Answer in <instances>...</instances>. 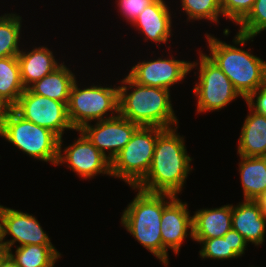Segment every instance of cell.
I'll list each match as a JSON object with an SVG mask.
<instances>
[{"label":"cell","mask_w":266,"mask_h":267,"mask_svg":"<svg viewBox=\"0 0 266 267\" xmlns=\"http://www.w3.org/2000/svg\"><path fill=\"white\" fill-rule=\"evenodd\" d=\"M232 229L238 231L247 243L262 245L266 233V217L255 200H244L232 205Z\"/></svg>","instance_id":"cell-15"},{"label":"cell","mask_w":266,"mask_h":267,"mask_svg":"<svg viewBox=\"0 0 266 267\" xmlns=\"http://www.w3.org/2000/svg\"><path fill=\"white\" fill-rule=\"evenodd\" d=\"M16 248L15 254L12 249L7 252L18 267H55L54 264L61 256L54 245H25Z\"/></svg>","instance_id":"cell-24"},{"label":"cell","mask_w":266,"mask_h":267,"mask_svg":"<svg viewBox=\"0 0 266 267\" xmlns=\"http://www.w3.org/2000/svg\"><path fill=\"white\" fill-rule=\"evenodd\" d=\"M24 90L17 56L0 58V99L12 108Z\"/></svg>","instance_id":"cell-23"},{"label":"cell","mask_w":266,"mask_h":267,"mask_svg":"<svg viewBox=\"0 0 266 267\" xmlns=\"http://www.w3.org/2000/svg\"><path fill=\"white\" fill-rule=\"evenodd\" d=\"M3 219H2V205H0V247H3Z\"/></svg>","instance_id":"cell-34"},{"label":"cell","mask_w":266,"mask_h":267,"mask_svg":"<svg viewBox=\"0 0 266 267\" xmlns=\"http://www.w3.org/2000/svg\"><path fill=\"white\" fill-rule=\"evenodd\" d=\"M120 82L121 86H118L120 116L141 127L167 129L172 128V125L178 126V119L171 104L170 90L140 85L128 75ZM129 88H133L131 92Z\"/></svg>","instance_id":"cell-2"},{"label":"cell","mask_w":266,"mask_h":267,"mask_svg":"<svg viewBox=\"0 0 266 267\" xmlns=\"http://www.w3.org/2000/svg\"><path fill=\"white\" fill-rule=\"evenodd\" d=\"M155 0H118L117 7L122 16L127 22L133 23L138 15L145 9L146 6L152 4Z\"/></svg>","instance_id":"cell-29"},{"label":"cell","mask_w":266,"mask_h":267,"mask_svg":"<svg viewBox=\"0 0 266 267\" xmlns=\"http://www.w3.org/2000/svg\"><path fill=\"white\" fill-rule=\"evenodd\" d=\"M171 58V59H170ZM170 58H158L138 62L132 66L128 76L136 83L144 86L169 88L174 84L183 81L186 75L191 72V62Z\"/></svg>","instance_id":"cell-12"},{"label":"cell","mask_w":266,"mask_h":267,"mask_svg":"<svg viewBox=\"0 0 266 267\" xmlns=\"http://www.w3.org/2000/svg\"><path fill=\"white\" fill-rule=\"evenodd\" d=\"M80 137L62 150L63 140H59L58 165L68 164V168L84 179H90L97 174L111 176V162L79 131ZM63 151L64 155L61 154Z\"/></svg>","instance_id":"cell-11"},{"label":"cell","mask_w":266,"mask_h":267,"mask_svg":"<svg viewBox=\"0 0 266 267\" xmlns=\"http://www.w3.org/2000/svg\"><path fill=\"white\" fill-rule=\"evenodd\" d=\"M75 81V74L63 62L55 71L34 82L28 89L37 95L68 103Z\"/></svg>","instance_id":"cell-20"},{"label":"cell","mask_w":266,"mask_h":267,"mask_svg":"<svg viewBox=\"0 0 266 267\" xmlns=\"http://www.w3.org/2000/svg\"><path fill=\"white\" fill-rule=\"evenodd\" d=\"M164 0H155L152 4L138 15L132 23L138 30L145 34L144 40H151L156 43H166L172 36V19Z\"/></svg>","instance_id":"cell-16"},{"label":"cell","mask_w":266,"mask_h":267,"mask_svg":"<svg viewBox=\"0 0 266 267\" xmlns=\"http://www.w3.org/2000/svg\"><path fill=\"white\" fill-rule=\"evenodd\" d=\"M0 267H18L16 262L7 253L0 261Z\"/></svg>","instance_id":"cell-32"},{"label":"cell","mask_w":266,"mask_h":267,"mask_svg":"<svg viewBox=\"0 0 266 267\" xmlns=\"http://www.w3.org/2000/svg\"><path fill=\"white\" fill-rule=\"evenodd\" d=\"M1 137L34 159L57 166L60 138L49 129L23 119L12 108L6 114Z\"/></svg>","instance_id":"cell-5"},{"label":"cell","mask_w":266,"mask_h":267,"mask_svg":"<svg viewBox=\"0 0 266 267\" xmlns=\"http://www.w3.org/2000/svg\"><path fill=\"white\" fill-rule=\"evenodd\" d=\"M10 107L0 99V137L2 135L5 123V117Z\"/></svg>","instance_id":"cell-31"},{"label":"cell","mask_w":266,"mask_h":267,"mask_svg":"<svg viewBox=\"0 0 266 267\" xmlns=\"http://www.w3.org/2000/svg\"><path fill=\"white\" fill-rule=\"evenodd\" d=\"M245 101L252 110L266 115V85L254 91Z\"/></svg>","instance_id":"cell-30"},{"label":"cell","mask_w":266,"mask_h":267,"mask_svg":"<svg viewBox=\"0 0 266 267\" xmlns=\"http://www.w3.org/2000/svg\"><path fill=\"white\" fill-rule=\"evenodd\" d=\"M21 20L20 15L14 13L0 16V58L18 56L20 53Z\"/></svg>","instance_id":"cell-26"},{"label":"cell","mask_w":266,"mask_h":267,"mask_svg":"<svg viewBox=\"0 0 266 267\" xmlns=\"http://www.w3.org/2000/svg\"><path fill=\"white\" fill-rule=\"evenodd\" d=\"M183 12L185 11L188 20H209L218 23L220 16H223L220 0H180Z\"/></svg>","instance_id":"cell-27"},{"label":"cell","mask_w":266,"mask_h":267,"mask_svg":"<svg viewBox=\"0 0 266 267\" xmlns=\"http://www.w3.org/2000/svg\"><path fill=\"white\" fill-rule=\"evenodd\" d=\"M202 244L199 251L201 258L228 260L241 257L245 254L247 242L243 236L233 229L229 230L223 237L205 240H194Z\"/></svg>","instance_id":"cell-21"},{"label":"cell","mask_w":266,"mask_h":267,"mask_svg":"<svg viewBox=\"0 0 266 267\" xmlns=\"http://www.w3.org/2000/svg\"><path fill=\"white\" fill-rule=\"evenodd\" d=\"M256 0H220L221 11L225 16L237 25L252 10Z\"/></svg>","instance_id":"cell-28"},{"label":"cell","mask_w":266,"mask_h":267,"mask_svg":"<svg viewBox=\"0 0 266 267\" xmlns=\"http://www.w3.org/2000/svg\"><path fill=\"white\" fill-rule=\"evenodd\" d=\"M161 127H139L111 162V176L135 187L150 169Z\"/></svg>","instance_id":"cell-6"},{"label":"cell","mask_w":266,"mask_h":267,"mask_svg":"<svg viewBox=\"0 0 266 267\" xmlns=\"http://www.w3.org/2000/svg\"><path fill=\"white\" fill-rule=\"evenodd\" d=\"M201 52H199V62H191L190 68V70L197 68L199 64V82L195 83L193 89L198 99V113L220 110L241 96L217 64Z\"/></svg>","instance_id":"cell-8"},{"label":"cell","mask_w":266,"mask_h":267,"mask_svg":"<svg viewBox=\"0 0 266 267\" xmlns=\"http://www.w3.org/2000/svg\"><path fill=\"white\" fill-rule=\"evenodd\" d=\"M139 127L117 114L116 117L97 121L95 125L86 124L79 131L112 162Z\"/></svg>","instance_id":"cell-10"},{"label":"cell","mask_w":266,"mask_h":267,"mask_svg":"<svg viewBox=\"0 0 266 267\" xmlns=\"http://www.w3.org/2000/svg\"><path fill=\"white\" fill-rule=\"evenodd\" d=\"M177 128L164 129L158 135L150 169L135 188L175 196L183 190L193 159L187 154L184 137L177 133Z\"/></svg>","instance_id":"cell-1"},{"label":"cell","mask_w":266,"mask_h":267,"mask_svg":"<svg viewBox=\"0 0 266 267\" xmlns=\"http://www.w3.org/2000/svg\"><path fill=\"white\" fill-rule=\"evenodd\" d=\"M250 113L241 128L237 154L245 157H266V115L249 106Z\"/></svg>","instance_id":"cell-19"},{"label":"cell","mask_w":266,"mask_h":267,"mask_svg":"<svg viewBox=\"0 0 266 267\" xmlns=\"http://www.w3.org/2000/svg\"><path fill=\"white\" fill-rule=\"evenodd\" d=\"M255 201L258 203L261 211L263 212L264 216L266 217V192L261 194L258 198H256Z\"/></svg>","instance_id":"cell-33"},{"label":"cell","mask_w":266,"mask_h":267,"mask_svg":"<svg viewBox=\"0 0 266 267\" xmlns=\"http://www.w3.org/2000/svg\"><path fill=\"white\" fill-rule=\"evenodd\" d=\"M118 87H104L92 85L90 87L78 88L77 81L74 82L69 100L67 112L71 125L78 131L92 121H100L116 117L119 111ZM112 112L109 117L107 112Z\"/></svg>","instance_id":"cell-7"},{"label":"cell","mask_w":266,"mask_h":267,"mask_svg":"<svg viewBox=\"0 0 266 267\" xmlns=\"http://www.w3.org/2000/svg\"><path fill=\"white\" fill-rule=\"evenodd\" d=\"M7 253L8 252L4 247H0V261Z\"/></svg>","instance_id":"cell-35"},{"label":"cell","mask_w":266,"mask_h":267,"mask_svg":"<svg viewBox=\"0 0 266 267\" xmlns=\"http://www.w3.org/2000/svg\"><path fill=\"white\" fill-rule=\"evenodd\" d=\"M239 173L244 200H256L266 192V157L240 156Z\"/></svg>","instance_id":"cell-22"},{"label":"cell","mask_w":266,"mask_h":267,"mask_svg":"<svg viewBox=\"0 0 266 267\" xmlns=\"http://www.w3.org/2000/svg\"><path fill=\"white\" fill-rule=\"evenodd\" d=\"M232 229V204L200 209L193 215V240L223 237Z\"/></svg>","instance_id":"cell-17"},{"label":"cell","mask_w":266,"mask_h":267,"mask_svg":"<svg viewBox=\"0 0 266 267\" xmlns=\"http://www.w3.org/2000/svg\"><path fill=\"white\" fill-rule=\"evenodd\" d=\"M23 50L20 51L17 58L20 65L21 81L25 89L62 65L56 61L53 52L47 47H36L28 52H23Z\"/></svg>","instance_id":"cell-18"},{"label":"cell","mask_w":266,"mask_h":267,"mask_svg":"<svg viewBox=\"0 0 266 267\" xmlns=\"http://www.w3.org/2000/svg\"><path fill=\"white\" fill-rule=\"evenodd\" d=\"M238 25L241 27L232 41L238 46H245L248 40L253 41L257 34L266 30V0H256L252 10Z\"/></svg>","instance_id":"cell-25"},{"label":"cell","mask_w":266,"mask_h":267,"mask_svg":"<svg viewBox=\"0 0 266 267\" xmlns=\"http://www.w3.org/2000/svg\"><path fill=\"white\" fill-rule=\"evenodd\" d=\"M2 219L3 239L6 235L12 236V239L3 241V247L7 251L16 242H19V246L53 245L35 216L2 206Z\"/></svg>","instance_id":"cell-14"},{"label":"cell","mask_w":266,"mask_h":267,"mask_svg":"<svg viewBox=\"0 0 266 267\" xmlns=\"http://www.w3.org/2000/svg\"><path fill=\"white\" fill-rule=\"evenodd\" d=\"M210 55L225 73L235 90L246 100L254 91L266 85V62L245 49L227 44L205 34Z\"/></svg>","instance_id":"cell-4"},{"label":"cell","mask_w":266,"mask_h":267,"mask_svg":"<svg viewBox=\"0 0 266 267\" xmlns=\"http://www.w3.org/2000/svg\"><path fill=\"white\" fill-rule=\"evenodd\" d=\"M12 109L23 119L49 129L62 138L65 129L75 130L70 123L67 103L32 93L28 88Z\"/></svg>","instance_id":"cell-9"},{"label":"cell","mask_w":266,"mask_h":267,"mask_svg":"<svg viewBox=\"0 0 266 267\" xmlns=\"http://www.w3.org/2000/svg\"><path fill=\"white\" fill-rule=\"evenodd\" d=\"M187 203L176 196L164 209L161 217L162 263L168 265V248L178 254L183 240L190 235L193 239V216ZM190 229L189 233L188 230ZM188 233V234H187Z\"/></svg>","instance_id":"cell-13"},{"label":"cell","mask_w":266,"mask_h":267,"mask_svg":"<svg viewBox=\"0 0 266 267\" xmlns=\"http://www.w3.org/2000/svg\"><path fill=\"white\" fill-rule=\"evenodd\" d=\"M132 188L137 189L138 193L123 211L121 224L144 248L162 262L161 217L163 209L176 196Z\"/></svg>","instance_id":"cell-3"}]
</instances>
